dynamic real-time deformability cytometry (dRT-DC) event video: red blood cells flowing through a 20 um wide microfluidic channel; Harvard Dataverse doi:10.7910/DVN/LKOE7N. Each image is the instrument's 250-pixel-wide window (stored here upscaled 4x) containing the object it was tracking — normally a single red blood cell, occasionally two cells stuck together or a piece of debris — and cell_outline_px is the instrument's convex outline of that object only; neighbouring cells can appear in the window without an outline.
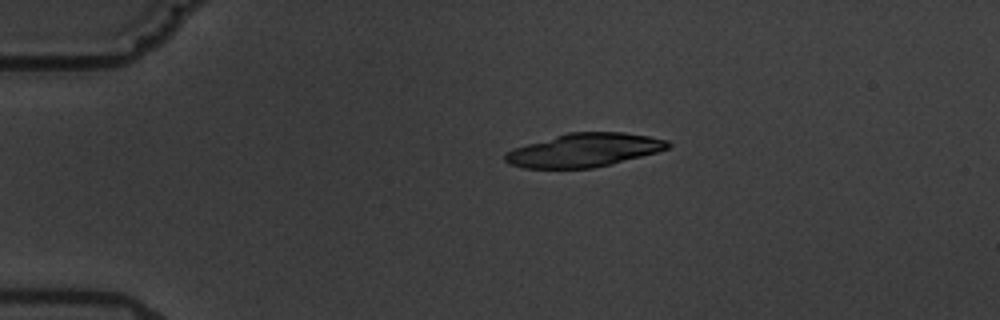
{"species": "common noctule bat (a hibernating species)", "species_latin": "Nyctalus noctula", "temperature_condition": "warm", "stored_images_in_passage": 2, "camera_frame_rate_fps": 3000, "um_per_image_px": 0.085, "animal": {"sex": "male", "body_mass_g": 19.5, "forearm_length_mm": 54.6}, "frame": {"image": 1, "passage_image": 1, "time_ms": 0.0, "image_size_px": [1000, 320], "cell_outline_px": [[672, 144], [668, 148], [656, 152], [612, 164], [592, 168], [524, 168], [508, 164], [504, 160], [504, 156], [512, 148], [568, 132], [624, 132], [648, 136], [668, 140]], "centroid_in_image_um": [49.64, 12.76], "position_along_channel_um": 35.4, "area_um2": 31.73}}